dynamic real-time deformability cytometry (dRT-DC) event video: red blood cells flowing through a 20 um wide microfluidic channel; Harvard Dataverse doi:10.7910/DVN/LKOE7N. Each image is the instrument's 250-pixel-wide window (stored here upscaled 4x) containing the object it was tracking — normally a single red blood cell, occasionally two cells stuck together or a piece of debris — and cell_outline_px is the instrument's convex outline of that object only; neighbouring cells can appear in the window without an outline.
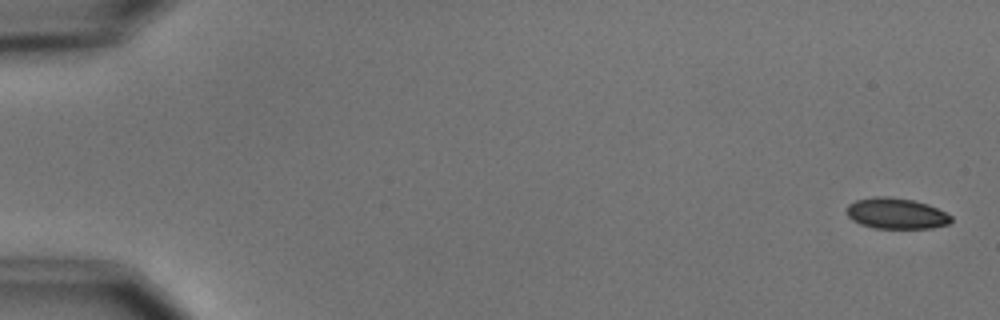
{"species": "common noctule bat (a hibernating species)", "species_latin": "Nyctalus noctula", "temperature_condition": "cold", "stored_images_in_passage": 10, "camera_frame_rate_fps": 3000, "um_per_image_px": 0.085, "animal": {"sex": "male", "body_mass_g": 15.6}, "frame": {"image": 1, "passage_image": 1, "time_ms": 0.0, "image_size_px": [1000, 320], "cell_outline_px": [[952, 220], [948, 224], [932, 228], [872, 228], [860, 224], [852, 220], [848, 216], [844, 208], [848, 204], [856, 200], [872, 196], [888, 196], [912, 200], [928, 204], [952, 216]], "centroid_in_image_um": [76.13, 18.14], "position_along_channel_um": 8.9, "area_um2": 18.96}}
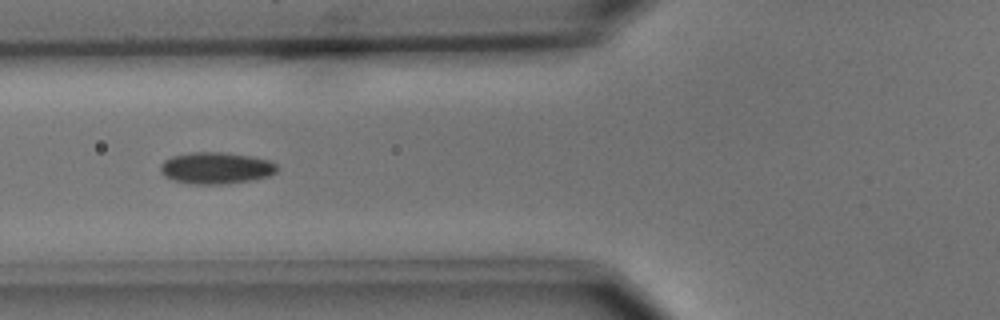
{"frame": {"image": 2, "passage_image": 6, "time_ms": 6.667, "image_size_px": [1000, 320], "cell_outline_px": [[276, 172], [268, 176], [252, 180], [228, 184], [192, 184], [172, 180], [164, 176], [160, 172], [160, 164], [164, 160], [172, 156], [192, 152], [224, 152], [252, 156], [268, 160], [276, 164]], "centroid_in_image_um": [18.33, 14.28], "position_along_channel_um": 107.5, "area_um2": 21.68}}
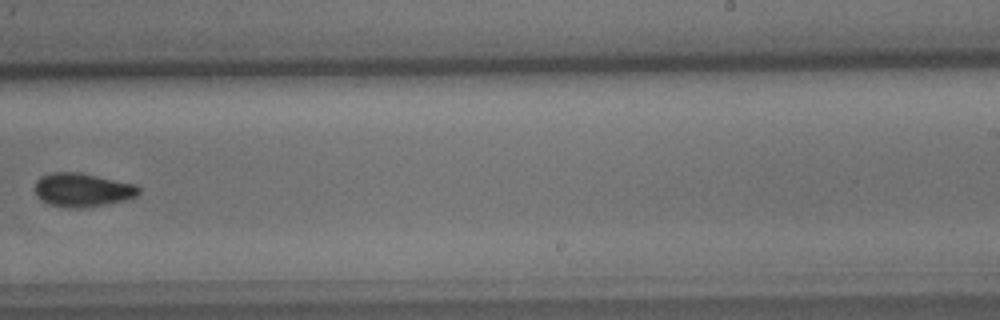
{"frame": {"image": 3, "passage_image": 10, "time_ms": 11.333, "image_size_px": [1000, 320], "cell_outline_px": [[140, 192], [136, 196], [128, 200], [108, 204], [80, 208], [68, 208], [48, 204], [36, 196], [36, 180], [40, 176], [52, 172], [80, 172], [136, 184], [140, 188]], "centroid_in_image_um": [7.03, 16.14], "position_along_channel_um": 282.0, "area_um2": 20.63}}